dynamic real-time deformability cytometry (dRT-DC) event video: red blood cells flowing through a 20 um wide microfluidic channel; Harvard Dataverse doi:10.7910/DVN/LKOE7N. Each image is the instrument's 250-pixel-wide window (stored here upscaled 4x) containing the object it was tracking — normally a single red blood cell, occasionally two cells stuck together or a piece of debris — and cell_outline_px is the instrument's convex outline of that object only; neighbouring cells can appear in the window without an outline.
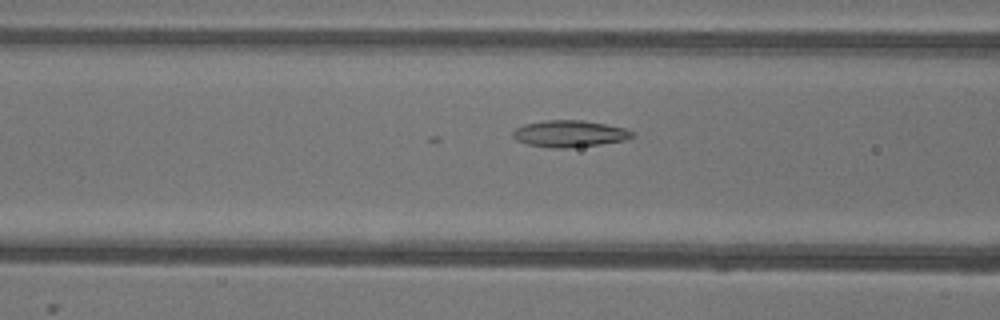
{"species": "common noctule bat (a hibernating species)", "species_latin": "Nyctalus noctula", "temperature_condition": "warm", "stored_images_in_passage": 53, "camera_frame_rate_fps": 3000, "um_per_image_px": 0.085, "animal": {"sex": "female"}, "frame": {"image": 1, "passage_image": 21, "time_ms": 6.667, "image_size_px": [1000, 320], "cell_outline_px": [[636, 136], [628, 140], [600, 144], [568, 148], [552, 148], [524, 144], [516, 140], [512, 136], [512, 132], [516, 128], [524, 124], [544, 120], [584, 120], [624, 128], [632, 132]], "centroid_in_image_um": [48.39, 11.37], "position_along_channel_um": 118.2, "area_um2": 18.73}}
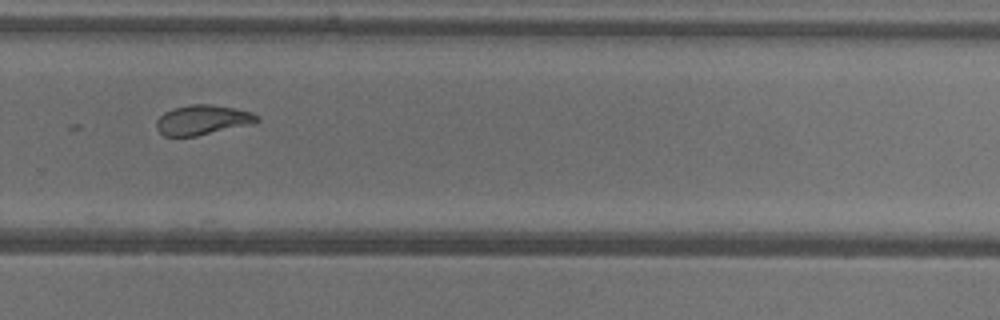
{"frame": {"image": 2, "passage_image": 36, "time_ms": 11.667, "image_size_px": [1000, 320], "cell_outline_px": [[260, 120], [252, 124], [196, 136], [164, 136], [156, 128], [156, 120], [164, 112], [172, 108], [188, 104], [212, 104], [252, 112], [260, 116]], "centroid_in_image_um": [17.21, 10.19], "position_along_channel_um": 312.6, "area_um2": 17.57}}
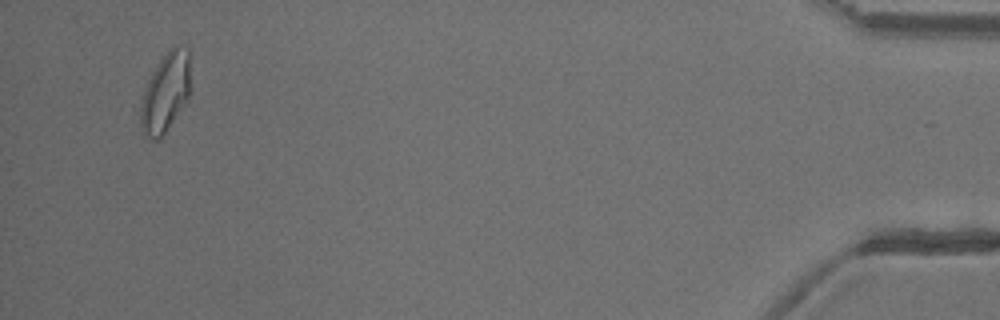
{"frame": {"image": 3, "passage_image": 51, "time_ms": 16.667, "image_size_px": [1000, 320], "cell_outline_px": [[188, 100], [160, 140], [152, 140], [144, 132], [140, 124], [140, 104], [148, 80], [156, 64], [172, 48], [188, 48]], "centroid_in_image_um": [14.03, 7.94], "position_along_channel_um": 421.2, "area_um2": 22.43}}